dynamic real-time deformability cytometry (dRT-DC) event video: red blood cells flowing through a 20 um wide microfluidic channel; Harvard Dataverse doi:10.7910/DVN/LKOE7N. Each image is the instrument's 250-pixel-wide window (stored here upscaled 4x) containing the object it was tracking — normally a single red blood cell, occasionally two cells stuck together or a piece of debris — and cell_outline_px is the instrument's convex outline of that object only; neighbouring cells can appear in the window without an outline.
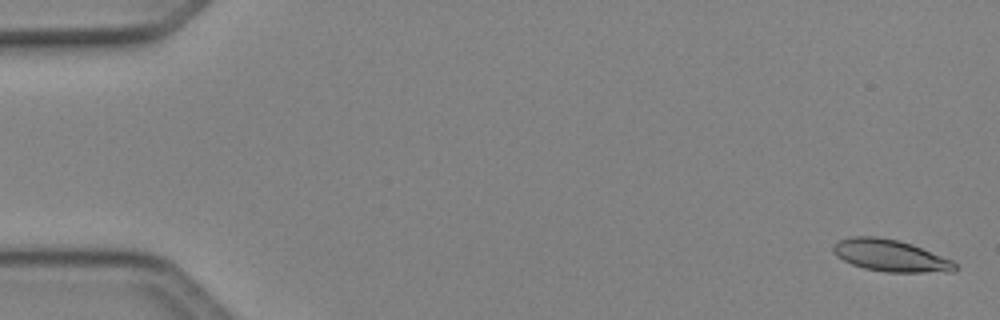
{"species": "Egyptian fruit bat (a non-hibernating species)", "species_latin": "Rousettus aegyptiacus", "temperature_condition": "cold", "stored_images_in_passage": 50, "camera_frame_rate_fps": 3000, "um_per_image_px": 0.085, "animal": {"sex": "female"}, "frame": {"image": 1, "passage_image": 2, "time_ms": 0.333, "image_size_px": [1000, 320], "cell_outline_px": [[960, 268], [956, 272], [884, 272], [864, 268], [852, 264], [836, 256], [832, 252], [832, 244], [840, 240], [852, 236], [876, 236], [896, 240], [912, 244], [952, 260]], "centroid_in_image_um": [75.7, 21.73], "position_along_channel_um": 9.3, "area_um2": 22.77}}
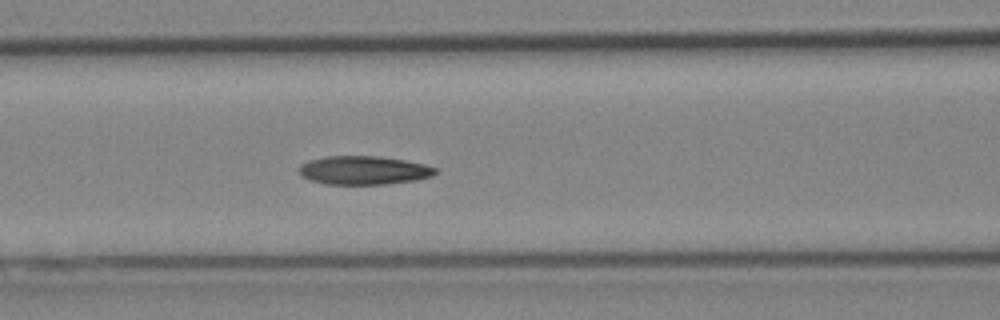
{"frame": {"image": 2, "passage_image": 22, "time_ms": 7.0, "image_size_px": [1000, 320], "cell_outline_px": [[436, 172], [432, 176], [416, 180], [388, 184], [324, 184], [308, 180], [300, 172], [300, 164], [308, 160], [324, 156], [380, 156], [404, 160], [424, 164], [436, 168]], "centroid_in_image_um": [30.9, 14.47], "position_along_channel_um": 135.7, "area_um2": 22.77}}
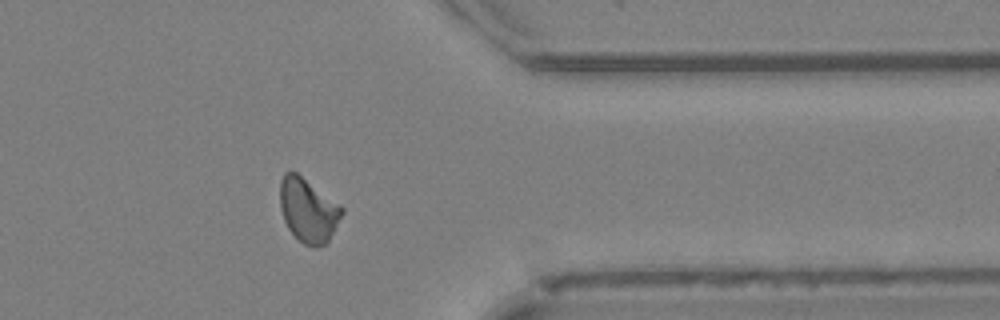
{"frame": {"image": 3, "passage_image": 41, "time_ms": 13.333, "image_size_px": [1000, 320], "cell_outline_px": [[344, 212], [328, 240], [324, 244], [316, 248], [304, 244], [288, 228], [284, 220], [280, 208], [280, 180], [284, 172], [296, 172], [344, 208]], "centroid_in_image_um": [26.18, 17.86], "position_along_channel_um": 385.2, "area_um2": 22.72}, "authors_computed_cell_mechanics": {"area_um2": 22.5709, "velocity_mm_per_s": 4.122, "shape_relaxation_time_tau1_ms": null, "shape_relaxation_time_tau2_ms": 5.1418, "deformation_change_tau1": null, "deformation_change_tau2": 0.111}}